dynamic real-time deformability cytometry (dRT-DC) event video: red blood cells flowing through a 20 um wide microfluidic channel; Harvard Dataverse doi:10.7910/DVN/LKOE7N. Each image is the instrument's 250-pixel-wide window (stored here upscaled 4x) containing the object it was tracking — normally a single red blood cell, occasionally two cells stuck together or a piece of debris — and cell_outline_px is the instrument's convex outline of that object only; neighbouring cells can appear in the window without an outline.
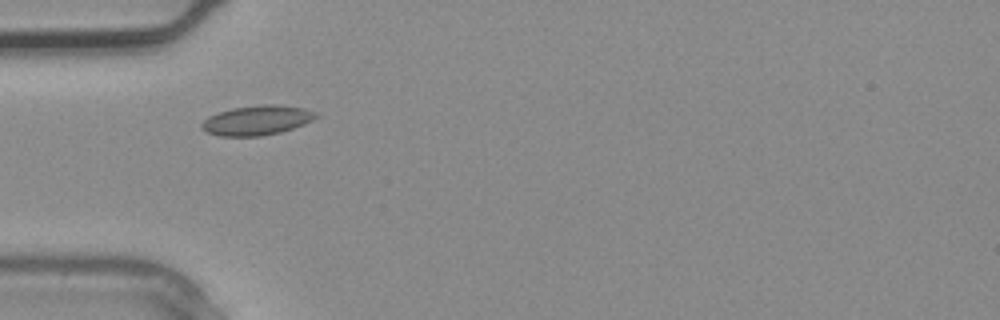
{"species": "common noctule bat (a hibernating species)", "species_latin": "Nyctalus noctula", "temperature_condition": "warm", "stored_images_in_passage": 1, "camera_frame_rate_fps": 3000, "um_per_image_px": 0.085, "animal": {"sex": "male", "body_mass_g": 20.4}, "frame": {"image": 1, "passage_image": 1, "time_ms": 0.0, "image_size_px": [1000, 320], "cell_outline_px": [[320, 116], [304, 124], [280, 132], [260, 136], [220, 136], [204, 132], [200, 128], [200, 124], [208, 116], [232, 108], [264, 104], [272, 104], [304, 108], [316, 112]], "centroid_in_image_um": [21.81, 10.23], "position_along_channel_um": 63.2, "area_um2": 19.77}}